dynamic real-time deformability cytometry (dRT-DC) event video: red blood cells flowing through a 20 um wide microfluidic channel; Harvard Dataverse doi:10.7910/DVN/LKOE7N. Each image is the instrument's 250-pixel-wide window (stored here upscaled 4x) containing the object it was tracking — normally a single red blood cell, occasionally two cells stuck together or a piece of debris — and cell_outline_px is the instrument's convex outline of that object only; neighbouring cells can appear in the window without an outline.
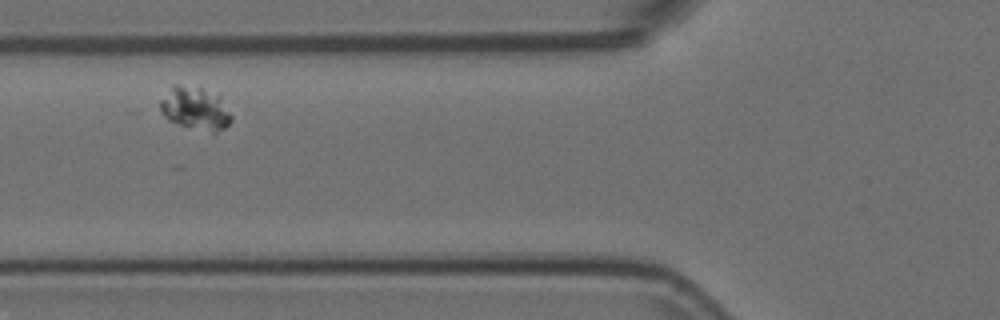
{"species": "Egyptian fruit bat (a non-hibernating species)", "species_latin": "Rousettus aegyptiacus", "temperature_condition": "room temperature", "stored_images_in_passage": 8, "camera_frame_rate_fps": 3000, "um_per_image_px": 0.085, "animal": {"sex": "female"}, "frame": {"image": 1, "passage_image": 3, "time_ms": 0.667, "image_size_px": [1000, 320], "cell_outline_px": [[232, 120], [224, 128], [216, 132], [212, 132], [180, 124], [168, 120], [160, 112], [160, 100], [172, 84], [180, 84], [200, 88], [220, 96], [232, 116]], "centroid_in_image_um": [16.57, 9.19], "position_along_channel_um": 109.2, "area_um2": 17.63}}
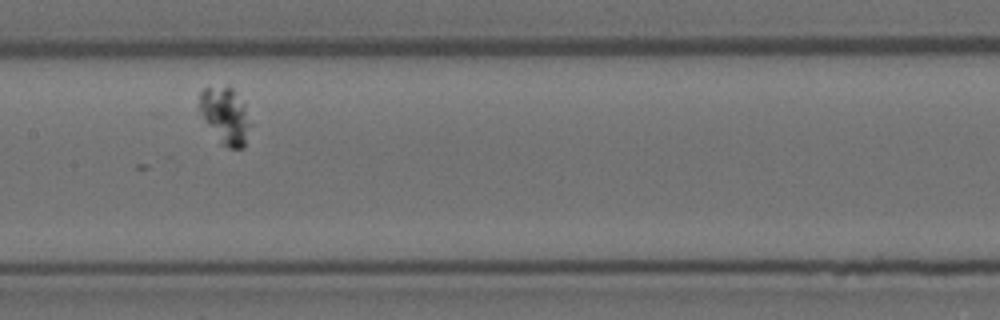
{"frame": {"image": 2, "passage_image": 5, "time_ms": 1.333, "image_size_px": [1000, 320], "cell_outline_px": [[252, 124], [244, 148], [228, 148], [224, 144], [204, 116], [200, 108], [200, 92], [204, 88], [232, 88], [244, 104]], "centroid_in_image_um": [19.24, 9.84], "position_along_channel_um": 188.2, "area_um2": 15.9}}
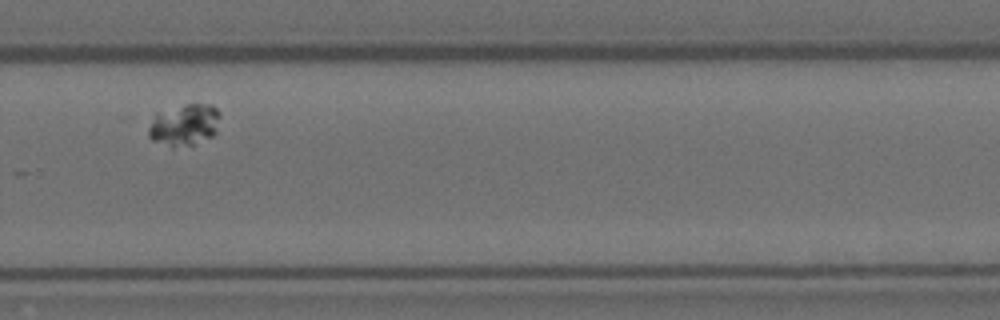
{"frame": {"image": 3, "passage_image": 8, "time_ms": 2.333, "image_size_px": [1000, 320], "cell_outline_px": [[220, 116], [216, 132], [212, 136], [192, 144], [172, 148], [152, 140], [148, 136], [148, 128], [156, 112], [184, 104], [212, 104], [220, 112]], "centroid_in_image_um": [15.65, 10.6], "position_along_channel_um": 314.1, "area_um2": 17.51}}